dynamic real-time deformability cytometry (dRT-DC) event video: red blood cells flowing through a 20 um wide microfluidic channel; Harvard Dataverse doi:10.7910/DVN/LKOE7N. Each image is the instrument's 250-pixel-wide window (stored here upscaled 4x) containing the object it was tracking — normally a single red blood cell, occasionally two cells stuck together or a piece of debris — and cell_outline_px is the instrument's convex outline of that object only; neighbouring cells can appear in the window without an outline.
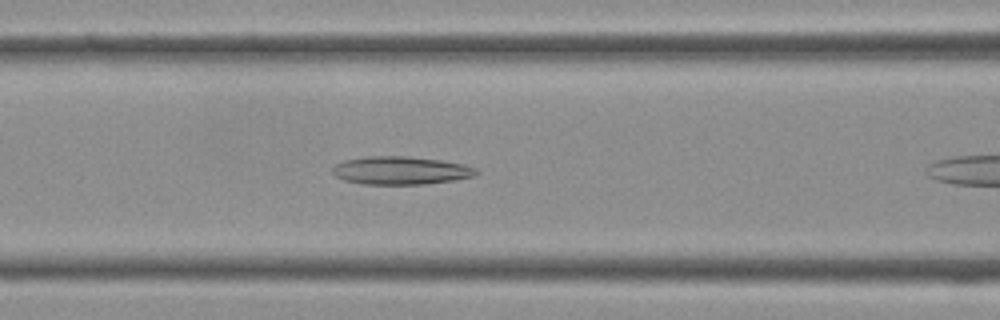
{"species": "Egyptian fruit bat (a non-hibernating species)", "species_latin": "Rousettus aegyptiacus", "temperature_condition": "cold", "stored_images_in_passage": 7, "camera_frame_rate_fps": 3000, "um_per_image_px": 0.085, "frame": {"image": 1, "passage_image": 6, "time_ms": 1.667, "image_size_px": [1000, 320], "cell_outline_px": [[480, 172], [472, 176], [456, 180], [424, 184], [364, 184], [344, 180], [336, 176], [332, 172], [332, 164], [344, 160], [368, 156], [408, 156], [440, 160], [460, 164], [476, 168]], "centroid_in_image_um": [34.02, 14.49], "position_along_channel_um": 132.6, "area_um2": 23.52}}